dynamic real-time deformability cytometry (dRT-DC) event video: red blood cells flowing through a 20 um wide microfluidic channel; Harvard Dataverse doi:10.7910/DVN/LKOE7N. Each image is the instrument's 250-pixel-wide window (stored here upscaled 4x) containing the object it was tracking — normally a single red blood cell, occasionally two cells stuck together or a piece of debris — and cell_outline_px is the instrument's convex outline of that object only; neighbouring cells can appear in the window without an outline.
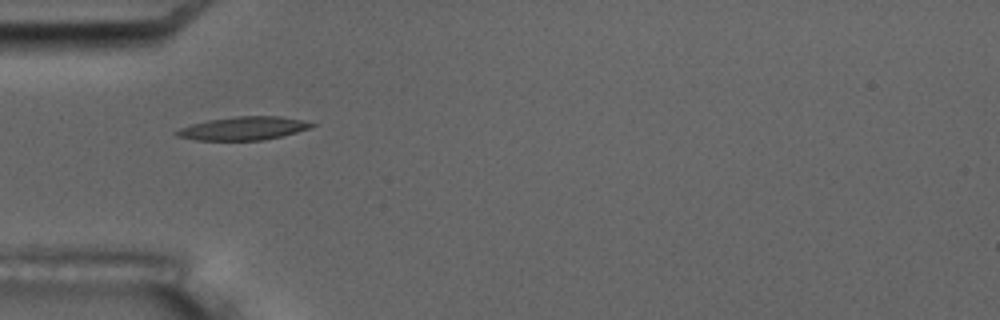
{"species": "common noctule bat (a hibernating species)", "species_latin": "Nyctalus noctula", "temperature_condition": "room temperature", "stored_images_in_passage": 4, "camera_frame_rate_fps": 3000, "um_per_image_px": 0.085, "animal": {"sex": "male", "body_mass_g": 17.5, "forearm_length_mm": 52.3}, "frame": {"image": 1, "passage_image": 4, "time_ms": 4.0, "image_size_px": [1000, 320], "cell_outline_px": [[316, 124], [308, 128], [296, 132], [280, 136], [260, 140], [196, 140], [176, 136], [172, 132], [180, 128], [192, 124], [208, 120], [236, 116], [280, 116], [300, 120]], "centroid_in_image_um": [20.61, 10.91], "position_along_channel_um": 64.4, "area_um2": 18.09}}